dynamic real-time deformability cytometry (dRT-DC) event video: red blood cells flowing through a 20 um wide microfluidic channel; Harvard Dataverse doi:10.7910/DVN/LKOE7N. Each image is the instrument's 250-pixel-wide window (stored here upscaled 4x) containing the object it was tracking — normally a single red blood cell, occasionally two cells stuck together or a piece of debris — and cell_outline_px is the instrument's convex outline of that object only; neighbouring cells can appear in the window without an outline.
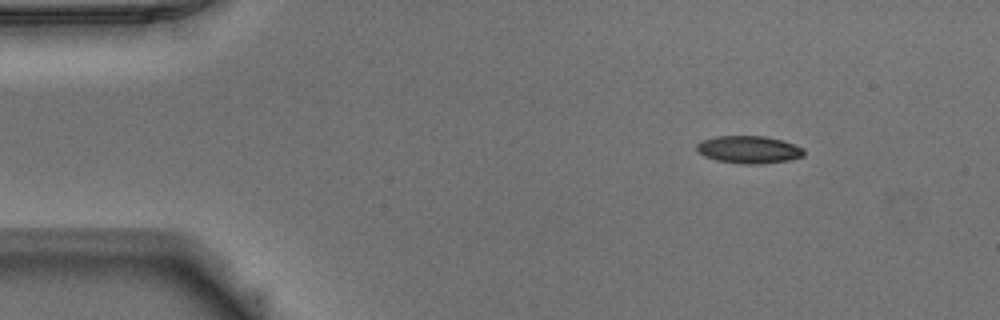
{"species": "Egyptian fruit bat (a non-hibernating species)", "species_latin": "Rousettus aegyptiacus", "temperature_condition": "warm", "stored_images_in_passage": 45, "camera_frame_rate_fps": 3000, "um_per_image_px": 0.085, "animal": {"sex": "male"}, "frame": {"image": 1, "passage_image": 1, "time_ms": 0.0, "image_size_px": [1000, 320], "cell_outline_px": [[804, 156], [788, 160], [760, 164], [740, 164], [716, 160], [704, 156], [696, 152], [696, 144], [704, 140], [716, 136], [764, 136], [784, 140], [804, 148]], "centroid_in_image_um": [63.65, 12.72], "position_along_channel_um": 21.4, "area_um2": 17.34}}
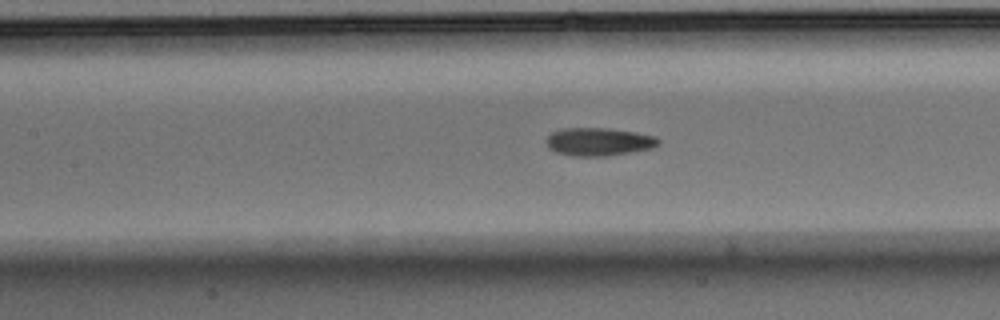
{"frame": {"image": 2, "passage_image": 17, "time_ms": 5.333, "image_size_px": [1000, 320], "cell_outline_px": [[660, 144], [652, 148], [632, 152], [608, 156], [572, 156], [556, 152], [548, 148], [544, 140], [552, 132], [564, 128], [604, 128], [636, 132], [656, 136], [660, 140]], "centroid_in_image_um": [50.89, 12.05], "position_along_channel_um": 156.5, "area_um2": 18.5}}
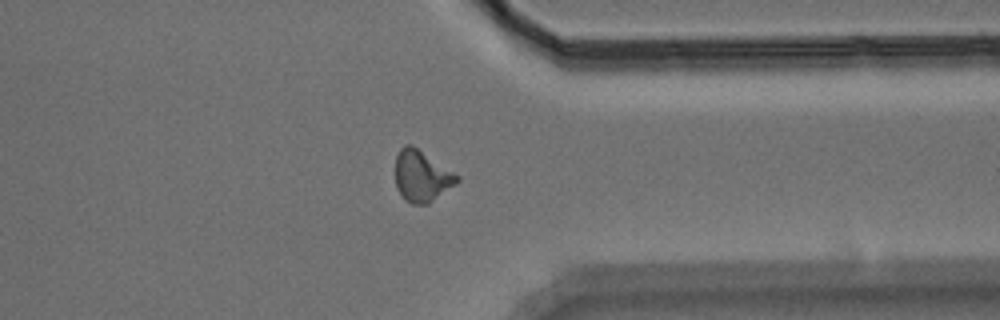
{"frame": {"image": 3, "passage_image": 34, "time_ms": 11.0, "image_size_px": [1000, 320], "cell_outline_px": [[460, 180], [456, 184], [428, 204], [412, 204], [404, 200], [396, 188], [396, 156], [400, 148], [404, 144], [412, 144], [460, 176]], "centroid_in_image_um": [35.84, 14.96], "position_along_channel_um": 375.6, "area_um2": 18.55}, "authors_computed_cell_mechanics": {"area_um2": 17.7446, "velocity_mm_per_s": 3.9506, "shape_relaxation_time_tau1_ms": 5.8097, "shape_relaxation_time_tau2_ms": 4.6103, "deformation_change_tau1": 0.1707, "deformation_change_tau2": 0.1157}}